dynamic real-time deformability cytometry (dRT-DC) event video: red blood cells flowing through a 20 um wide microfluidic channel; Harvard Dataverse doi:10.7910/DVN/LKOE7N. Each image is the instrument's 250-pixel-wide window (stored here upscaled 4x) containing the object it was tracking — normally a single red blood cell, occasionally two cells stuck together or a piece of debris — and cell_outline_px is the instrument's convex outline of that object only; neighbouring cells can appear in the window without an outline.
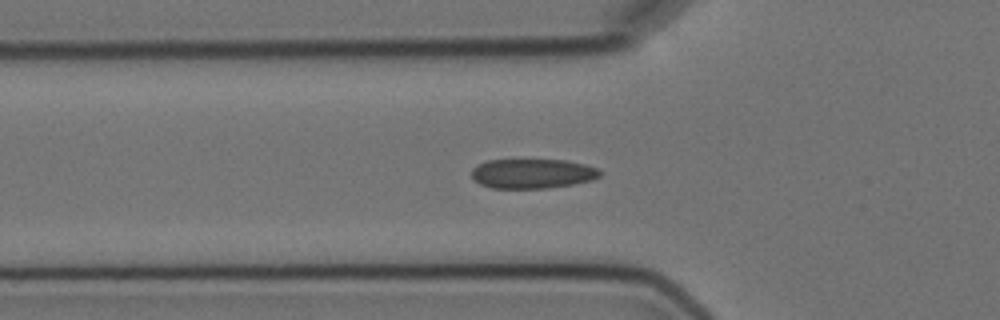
{"species": "Egyptian fruit bat (a non-hibernating species)", "species_latin": "Rousettus aegyptiacus", "temperature_condition": "cold", "stored_images_in_passage": 4, "camera_frame_rate_fps": 3000, "um_per_image_px": 0.085, "animal": {"sex": "female"}, "frame": {"image": 1, "passage_image": 4, "time_ms": 4.333, "image_size_px": [1000, 320], "cell_outline_px": [[604, 172], [600, 176], [592, 180], [572, 184], [548, 188], [492, 188], [480, 184], [472, 176], [472, 168], [476, 164], [488, 160], [564, 160], [584, 164], [596, 168]], "centroid_in_image_um": [45.26, 14.75], "position_along_channel_um": 80.5, "area_um2": 22.14}}